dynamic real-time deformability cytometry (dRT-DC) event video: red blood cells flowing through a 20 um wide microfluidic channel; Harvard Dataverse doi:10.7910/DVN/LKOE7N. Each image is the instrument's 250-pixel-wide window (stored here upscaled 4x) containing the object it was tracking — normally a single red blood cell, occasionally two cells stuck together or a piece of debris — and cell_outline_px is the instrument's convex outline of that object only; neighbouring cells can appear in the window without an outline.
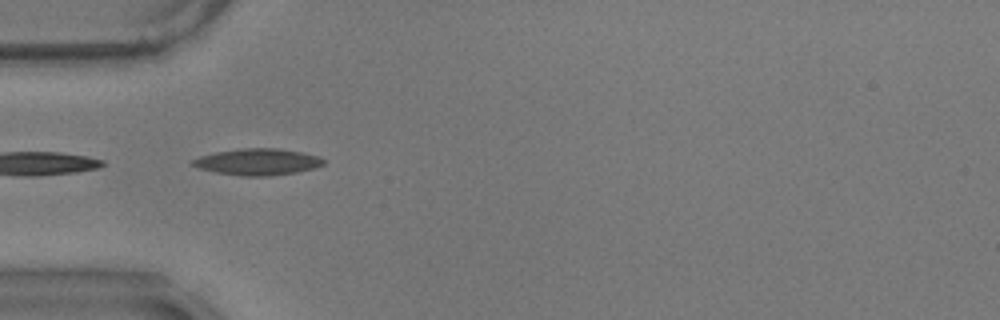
{"species": "common noctule bat (a hibernating species)", "species_latin": "Nyctalus noctula", "temperature_condition": "warm", "stored_images_in_passage": 3, "camera_frame_rate_fps": 3000, "um_per_image_px": 0.085, "animal": {"sex": "male", "body_mass_g": 17.9}, "frame": {"image": 1, "passage_image": 1, "time_ms": 0.0, "image_size_px": [1000, 320], "cell_outline_px": [[324, 164], [312, 168], [296, 172], [268, 176], [244, 176], [216, 172], [200, 168], [192, 164], [192, 160], [200, 156], [216, 152], [240, 148], [276, 148], [300, 152], [320, 156], [324, 160]], "centroid_in_image_um": [21.91, 13.75], "position_along_channel_um": 63.1, "area_um2": 19.94}}